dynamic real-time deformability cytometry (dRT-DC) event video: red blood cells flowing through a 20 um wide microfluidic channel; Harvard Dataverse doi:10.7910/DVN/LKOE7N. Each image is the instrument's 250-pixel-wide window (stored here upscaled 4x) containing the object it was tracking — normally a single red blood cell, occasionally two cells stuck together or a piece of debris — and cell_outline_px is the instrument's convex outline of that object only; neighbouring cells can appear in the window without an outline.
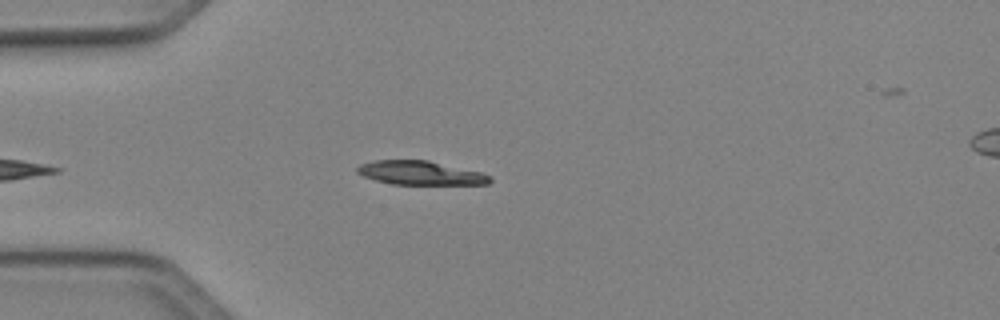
{"species": "Egyptian fruit bat (a non-hibernating species)", "species_latin": "Rousettus aegyptiacus", "temperature_condition": "cold", "stored_images_in_passage": 5, "camera_frame_rate_fps": 3000, "um_per_image_px": 0.085, "animal": {"sex": "female"}, "frame": {"image": 1, "passage_image": 3, "time_ms": 0.667, "image_size_px": [1000, 320], "cell_outline_px": [[492, 180], [488, 184], [392, 184], [376, 180], [364, 176], [356, 172], [356, 168], [360, 164], [372, 160], [428, 160], [480, 172], [492, 176]], "centroid_in_image_um": [35.72, 14.69], "position_along_channel_um": 49.3, "area_um2": 18.38}}